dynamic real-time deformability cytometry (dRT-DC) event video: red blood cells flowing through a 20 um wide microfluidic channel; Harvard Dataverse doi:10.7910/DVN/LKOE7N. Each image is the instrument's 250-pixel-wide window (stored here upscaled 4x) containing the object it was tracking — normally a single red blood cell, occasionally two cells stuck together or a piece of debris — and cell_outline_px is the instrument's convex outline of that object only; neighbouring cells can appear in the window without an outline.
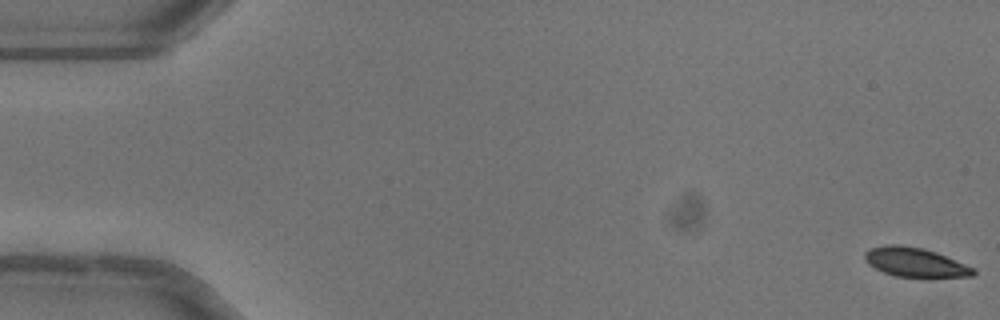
{"species": "common noctule bat (a hibernating species)", "species_latin": "Nyctalus noctula", "temperature_condition": "warm", "stored_images_in_passage": 52, "camera_frame_rate_fps": 3000, "um_per_image_px": 0.085, "animal": {"sex": "female"}, "frame": {"image": 1, "passage_image": 1, "time_ms": 0.0, "image_size_px": [1000, 320], "cell_outline_px": [[976, 272], [972, 276], [896, 276], [884, 272], [868, 264], [864, 260], [864, 252], [872, 248], [888, 244], [900, 244], [924, 248], [936, 252], [976, 268]], "centroid_in_image_um": [77.77, 22.27], "position_along_channel_um": 7.2, "area_um2": 18.26}}
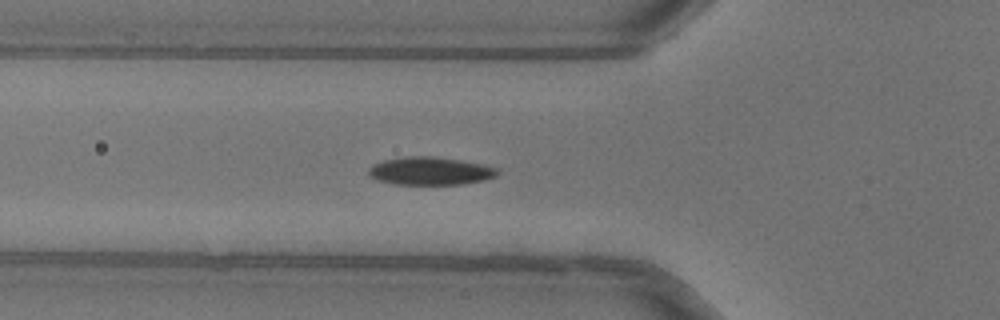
{"frame": {"image": 2, "passage_image": 19, "time_ms": 6.0, "image_size_px": [1000, 320], "cell_outline_px": [[500, 172], [496, 176], [484, 180], [464, 184], [396, 184], [376, 180], [368, 176], [368, 168], [372, 164], [384, 160], [408, 156], [432, 156], [460, 160], [484, 164], [500, 168]], "centroid_in_image_um": [36.58, 14.53], "position_along_channel_um": 89.2, "area_um2": 21.21}}
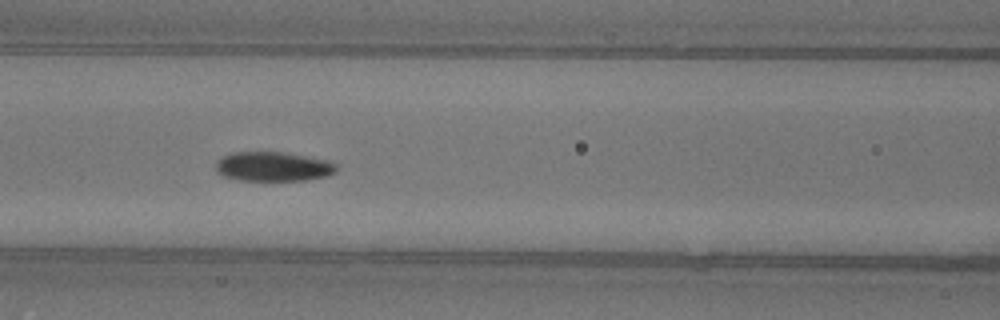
{"frame": {"image": 3, "passage_image": 23, "time_ms": 7.333, "image_size_px": [1000, 320], "cell_outline_px": [[336, 172], [328, 176], [304, 180], [240, 180], [224, 176], [216, 172], [216, 160], [232, 152], [284, 152], [332, 160], [336, 164]], "centroid_in_image_um": [23.25, 14.15], "position_along_channel_um": 143.3, "area_um2": 20.87}, "authors_computed_cell_mechanics": {"area_um2": 20.6057, "velocity_mm_per_s": 4.0166, "shape_relaxation_time_tau1_ms": 3.8155, "shape_relaxation_time_tau2_ms": 2.4791, "deformation_change_tau1": 0.1365, "deformation_change_tau2": 0.0516}}